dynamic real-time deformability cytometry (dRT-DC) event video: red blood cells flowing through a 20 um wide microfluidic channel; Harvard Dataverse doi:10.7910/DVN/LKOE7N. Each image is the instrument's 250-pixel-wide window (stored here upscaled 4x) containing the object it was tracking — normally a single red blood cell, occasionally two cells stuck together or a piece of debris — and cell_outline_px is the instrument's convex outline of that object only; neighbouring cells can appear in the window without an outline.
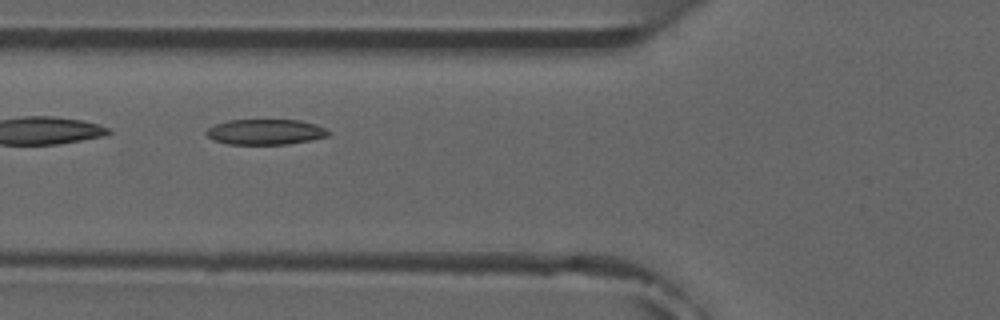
{"species": "common noctule bat (a hibernating species)", "species_latin": "Nyctalus noctula", "temperature_condition": "room temperature", "stored_images_in_passage": 7, "camera_frame_rate_fps": 3000, "um_per_image_px": 0.085, "animal": {"sex": "male", "forearm_length_mm": 52.5}, "frame": {"image": 1, "passage_image": 5, "time_ms": 5.333, "image_size_px": [1000, 320], "cell_outline_px": [[332, 132], [328, 136], [312, 140], [288, 144], [228, 144], [212, 140], [204, 132], [208, 128], [216, 124], [228, 120], [300, 120], [316, 124]], "centroid_in_image_um": [22.57, 11.21], "position_along_channel_um": 103.2, "area_um2": 18.21}}
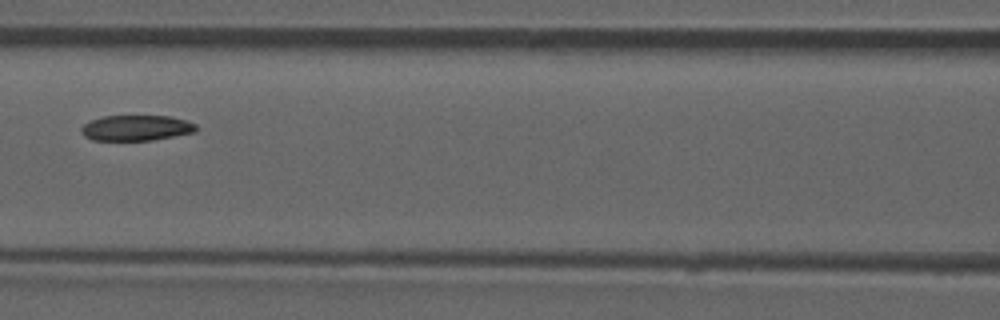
{"frame": {"image": 2, "passage_image": 6, "time_ms": 6.667, "image_size_px": [1000, 320], "cell_outline_px": [[200, 128], [196, 132], [152, 140], [92, 140], [84, 136], [80, 132], [80, 128], [84, 124], [92, 120], [104, 116], [172, 116], [188, 120], [196, 124]], "centroid_in_image_um": [11.63, 10.87], "position_along_channel_um": 155.0, "area_um2": 17.28}}